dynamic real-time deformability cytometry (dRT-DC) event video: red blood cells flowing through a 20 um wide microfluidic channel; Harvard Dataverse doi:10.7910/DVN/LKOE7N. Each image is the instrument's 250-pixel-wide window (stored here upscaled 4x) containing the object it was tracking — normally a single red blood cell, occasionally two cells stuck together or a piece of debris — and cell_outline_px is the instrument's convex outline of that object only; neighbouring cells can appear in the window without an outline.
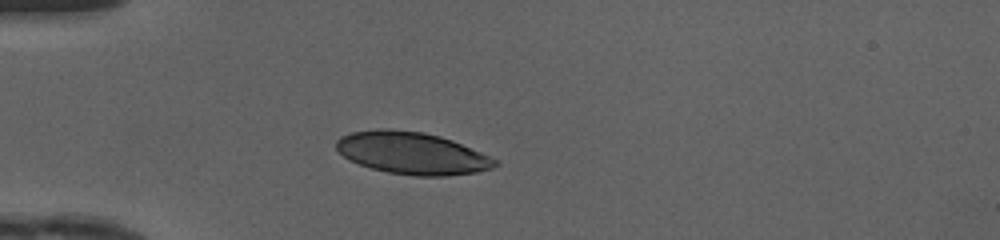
{"species": "human", "species_latin": "Homo sapiens", "temperature_condition": "cold", "stored_images_in_passage": 36, "camera_frame_rate_fps": 3000, "um_per_image_px": 0.085, "donor": {"sex": "female"}, "frame": {"image": 1, "passage_image": 1, "time_ms": 0.0, "image_size_px": [1000, 240], "cell_outline_px": [[500, 164], [492, 168], [476, 172], [448, 176], [416, 176], [388, 172], [372, 168], [348, 160], [336, 148], [336, 140], [340, 136], [352, 132], [376, 128], [388, 128], [424, 132], [440, 136], [452, 140], [500, 160]], "centroid_in_image_um": [35.04, 13.01], "position_along_channel_um": 50.0, "area_um2": 39.25}}
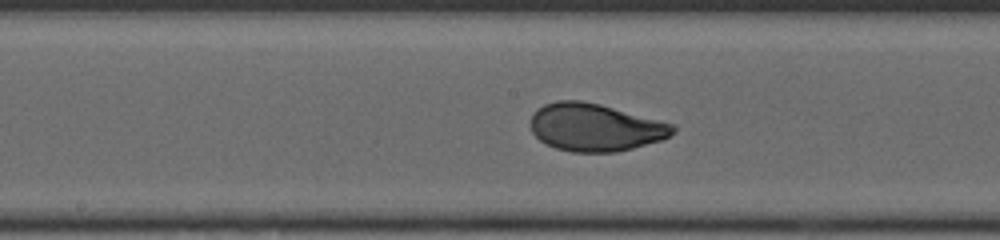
{"frame": {"image": 2, "passage_image": 13, "time_ms": 4.0, "image_size_px": [1000, 240], "cell_outline_px": [[676, 128], [668, 136], [660, 140], [632, 148], [616, 152], [572, 152], [556, 148], [540, 140], [532, 132], [532, 112], [536, 108], [544, 104], [556, 100], [580, 100], [600, 104], [676, 124]], "centroid_in_image_um": [50.58, 10.81], "position_along_channel_um": 197.6, "area_um2": 39.42}}
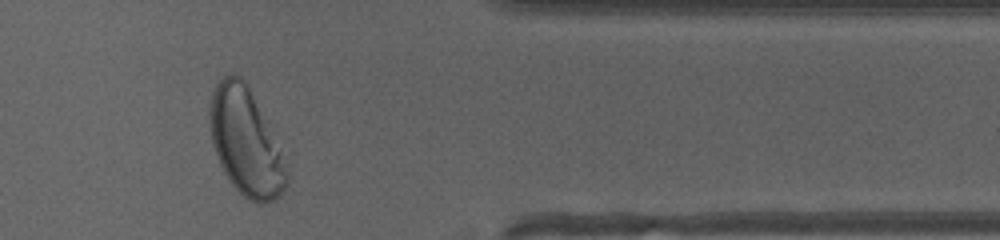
{"frame": {"image": 3, "passage_image": 28, "time_ms": 9.0, "image_size_px": [1000, 240], "cell_outline_px": [[288, 184], [280, 196], [264, 204], [260, 204], [248, 200], [232, 184], [224, 172], [220, 164], [212, 144], [208, 120], [208, 112], [212, 92], [216, 84], [228, 72], [232, 72], [240, 76], [248, 88], [280, 148], [288, 164]], "centroid_in_image_um": [20.88, 12.09], "position_along_channel_um": 390.5, "area_um2": 47.92}, "authors_computed_cell_mechanics": {"area_um2": 39.9109, "velocity_mm_per_s": 4.1624, "shape_relaxation_time_tau1_ms": 2.6787, "shape_relaxation_time_tau2_ms": null, "deformation_change_tau1": 0.1549, "deformation_change_tau2": null}}